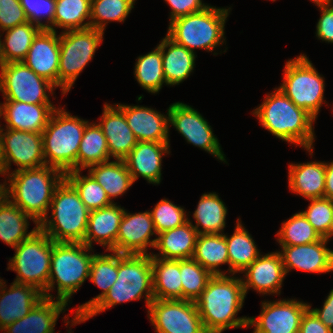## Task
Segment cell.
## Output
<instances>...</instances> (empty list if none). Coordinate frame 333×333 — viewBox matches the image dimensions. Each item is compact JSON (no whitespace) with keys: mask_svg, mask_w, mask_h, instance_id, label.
Wrapping results in <instances>:
<instances>
[{"mask_svg":"<svg viewBox=\"0 0 333 333\" xmlns=\"http://www.w3.org/2000/svg\"><path fill=\"white\" fill-rule=\"evenodd\" d=\"M246 295L241 278L213 275L195 305L207 333L249 327V317L235 318Z\"/></svg>","mask_w":333,"mask_h":333,"instance_id":"obj_1","label":"cell"},{"mask_svg":"<svg viewBox=\"0 0 333 333\" xmlns=\"http://www.w3.org/2000/svg\"><path fill=\"white\" fill-rule=\"evenodd\" d=\"M145 294L147 308L154 300L150 254L118 253V277L110 290L85 316H75L72 324H80L100 312L123 302L139 300Z\"/></svg>","mask_w":333,"mask_h":333,"instance_id":"obj_2","label":"cell"},{"mask_svg":"<svg viewBox=\"0 0 333 333\" xmlns=\"http://www.w3.org/2000/svg\"><path fill=\"white\" fill-rule=\"evenodd\" d=\"M267 94L264 102L253 114L261 125L283 141L300 145L312 155L313 121L315 119L304 109L297 107L279 88Z\"/></svg>","mask_w":333,"mask_h":333,"instance_id":"obj_3","label":"cell"},{"mask_svg":"<svg viewBox=\"0 0 333 333\" xmlns=\"http://www.w3.org/2000/svg\"><path fill=\"white\" fill-rule=\"evenodd\" d=\"M6 196L38 225L48 218V211L57 186L65 178L60 170L43 166L8 174Z\"/></svg>","mask_w":333,"mask_h":333,"instance_id":"obj_4","label":"cell"},{"mask_svg":"<svg viewBox=\"0 0 333 333\" xmlns=\"http://www.w3.org/2000/svg\"><path fill=\"white\" fill-rule=\"evenodd\" d=\"M50 207L51 220L43 219L38 228L54 242L83 243L90 210L66 178L55 189Z\"/></svg>","mask_w":333,"mask_h":333,"instance_id":"obj_5","label":"cell"},{"mask_svg":"<svg viewBox=\"0 0 333 333\" xmlns=\"http://www.w3.org/2000/svg\"><path fill=\"white\" fill-rule=\"evenodd\" d=\"M88 123L56 108L42 132L45 164L64 174L77 170V153Z\"/></svg>","mask_w":333,"mask_h":333,"instance_id":"obj_6","label":"cell"},{"mask_svg":"<svg viewBox=\"0 0 333 333\" xmlns=\"http://www.w3.org/2000/svg\"><path fill=\"white\" fill-rule=\"evenodd\" d=\"M84 243L54 242L51 253L50 276L45 298L53 299L50 292L57 283V300L68 304L71 295L76 293L89 278L91 262L95 254Z\"/></svg>","mask_w":333,"mask_h":333,"instance_id":"obj_7","label":"cell"},{"mask_svg":"<svg viewBox=\"0 0 333 333\" xmlns=\"http://www.w3.org/2000/svg\"><path fill=\"white\" fill-rule=\"evenodd\" d=\"M229 9L207 6L204 10L174 19L167 36L194 52L196 48L213 51L223 44L224 26Z\"/></svg>","mask_w":333,"mask_h":333,"instance_id":"obj_8","label":"cell"},{"mask_svg":"<svg viewBox=\"0 0 333 333\" xmlns=\"http://www.w3.org/2000/svg\"><path fill=\"white\" fill-rule=\"evenodd\" d=\"M53 240L39 228L17 247L10 259L8 270L17 273L14 282L31 285L43 293L47 288Z\"/></svg>","mask_w":333,"mask_h":333,"instance_id":"obj_9","label":"cell"},{"mask_svg":"<svg viewBox=\"0 0 333 333\" xmlns=\"http://www.w3.org/2000/svg\"><path fill=\"white\" fill-rule=\"evenodd\" d=\"M279 89L299 108L317 118L324 97L325 83L306 55L286 62Z\"/></svg>","mask_w":333,"mask_h":333,"instance_id":"obj_10","label":"cell"},{"mask_svg":"<svg viewBox=\"0 0 333 333\" xmlns=\"http://www.w3.org/2000/svg\"><path fill=\"white\" fill-rule=\"evenodd\" d=\"M104 32L94 28L68 30L59 35L60 62L58 87L62 94L70 91L78 75L93 58L103 41Z\"/></svg>","mask_w":333,"mask_h":333,"instance_id":"obj_11","label":"cell"},{"mask_svg":"<svg viewBox=\"0 0 333 333\" xmlns=\"http://www.w3.org/2000/svg\"><path fill=\"white\" fill-rule=\"evenodd\" d=\"M0 71V91L5 100L52 104L47 91L52 94L56 87L23 62L5 63Z\"/></svg>","mask_w":333,"mask_h":333,"instance_id":"obj_12","label":"cell"},{"mask_svg":"<svg viewBox=\"0 0 333 333\" xmlns=\"http://www.w3.org/2000/svg\"><path fill=\"white\" fill-rule=\"evenodd\" d=\"M148 318L157 333H207L194 301L154 299Z\"/></svg>","mask_w":333,"mask_h":333,"instance_id":"obj_13","label":"cell"},{"mask_svg":"<svg viewBox=\"0 0 333 333\" xmlns=\"http://www.w3.org/2000/svg\"><path fill=\"white\" fill-rule=\"evenodd\" d=\"M168 112L169 124L174 126L188 143L226 162L211 126L198 111L187 104L176 102L170 105Z\"/></svg>","mask_w":333,"mask_h":333,"instance_id":"obj_14","label":"cell"},{"mask_svg":"<svg viewBox=\"0 0 333 333\" xmlns=\"http://www.w3.org/2000/svg\"><path fill=\"white\" fill-rule=\"evenodd\" d=\"M1 128L5 175L9 173L11 162L18 168L34 169L45 166L42 133Z\"/></svg>","mask_w":333,"mask_h":333,"instance_id":"obj_15","label":"cell"},{"mask_svg":"<svg viewBox=\"0 0 333 333\" xmlns=\"http://www.w3.org/2000/svg\"><path fill=\"white\" fill-rule=\"evenodd\" d=\"M309 304L295 299L262 302V312L257 318L249 317L248 326L253 333H299L303 314Z\"/></svg>","mask_w":333,"mask_h":333,"instance_id":"obj_16","label":"cell"},{"mask_svg":"<svg viewBox=\"0 0 333 333\" xmlns=\"http://www.w3.org/2000/svg\"><path fill=\"white\" fill-rule=\"evenodd\" d=\"M152 235L157 236L150 211L130 214L124 211L118 229L115 246L110 252L120 254H147V247H153L157 238L150 240Z\"/></svg>","mask_w":333,"mask_h":333,"instance_id":"obj_17","label":"cell"},{"mask_svg":"<svg viewBox=\"0 0 333 333\" xmlns=\"http://www.w3.org/2000/svg\"><path fill=\"white\" fill-rule=\"evenodd\" d=\"M328 240L321 238L314 243L281 246L279 252L285 273L291 269L310 273H328L333 271V250L326 247Z\"/></svg>","mask_w":333,"mask_h":333,"instance_id":"obj_18","label":"cell"},{"mask_svg":"<svg viewBox=\"0 0 333 333\" xmlns=\"http://www.w3.org/2000/svg\"><path fill=\"white\" fill-rule=\"evenodd\" d=\"M56 31L42 29L22 61L26 66L58 87V70L60 62L59 35Z\"/></svg>","mask_w":333,"mask_h":333,"instance_id":"obj_19","label":"cell"},{"mask_svg":"<svg viewBox=\"0 0 333 333\" xmlns=\"http://www.w3.org/2000/svg\"><path fill=\"white\" fill-rule=\"evenodd\" d=\"M123 113L137 141L169 143V112L166 116L144 106L115 104ZM168 116V117H167Z\"/></svg>","mask_w":333,"mask_h":333,"instance_id":"obj_20","label":"cell"},{"mask_svg":"<svg viewBox=\"0 0 333 333\" xmlns=\"http://www.w3.org/2000/svg\"><path fill=\"white\" fill-rule=\"evenodd\" d=\"M242 272L246 276L242 279L245 295L250 288L264 295L279 294L286 276L279 251L260 255Z\"/></svg>","mask_w":333,"mask_h":333,"instance_id":"obj_21","label":"cell"},{"mask_svg":"<svg viewBox=\"0 0 333 333\" xmlns=\"http://www.w3.org/2000/svg\"><path fill=\"white\" fill-rule=\"evenodd\" d=\"M53 104H29L6 100L0 104V117L6 121V129L42 133L46 128Z\"/></svg>","mask_w":333,"mask_h":333,"instance_id":"obj_22","label":"cell"},{"mask_svg":"<svg viewBox=\"0 0 333 333\" xmlns=\"http://www.w3.org/2000/svg\"><path fill=\"white\" fill-rule=\"evenodd\" d=\"M170 153L169 143L138 141L131 152L123 159L133 182L142 176L149 183L160 184L161 161L164 154Z\"/></svg>","mask_w":333,"mask_h":333,"instance_id":"obj_23","label":"cell"},{"mask_svg":"<svg viewBox=\"0 0 333 333\" xmlns=\"http://www.w3.org/2000/svg\"><path fill=\"white\" fill-rule=\"evenodd\" d=\"M0 283V331L11 323L25 317L44 298L36 287L13 282L8 290Z\"/></svg>","mask_w":333,"mask_h":333,"instance_id":"obj_24","label":"cell"},{"mask_svg":"<svg viewBox=\"0 0 333 333\" xmlns=\"http://www.w3.org/2000/svg\"><path fill=\"white\" fill-rule=\"evenodd\" d=\"M103 110L98 125L106 137L110 157L123 160L138 141L128 126L124 113L117 106L105 103Z\"/></svg>","mask_w":333,"mask_h":333,"instance_id":"obj_25","label":"cell"},{"mask_svg":"<svg viewBox=\"0 0 333 333\" xmlns=\"http://www.w3.org/2000/svg\"><path fill=\"white\" fill-rule=\"evenodd\" d=\"M124 211L125 209L117 206L116 203L90 211L83 243L93 248L92 242L95 241L107 247L106 251H110L116 244Z\"/></svg>","mask_w":333,"mask_h":333,"instance_id":"obj_26","label":"cell"},{"mask_svg":"<svg viewBox=\"0 0 333 333\" xmlns=\"http://www.w3.org/2000/svg\"><path fill=\"white\" fill-rule=\"evenodd\" d=\"M67 303L43 298L23 318L11 323L3 330L6 333H54L59 315L65 311Z\"/></svg>","mask_w":333,"mask_h":333,"instance_id":"obj_27","label":"cell"},{"mask_svg":"<svg viewBox=\"0 0 333 333\" xmlns=\"http://www.w3.org/2000/svg\"><path fill=\"white\" fill-rule=\"evenodd\" d=\"M155 249L162 259L181 260L193 257L198 233L190 220L181 226L157 234Z\"/></svg>","mask_w":333,"mask_h":333,"instance_id":"obj_28","label":"cell"},{"mask_svg":"<svg viewBox=\"0 0 333 333\" xmlns=\"http://www.w3.org/2000/svg\"><path fill=\"white\" fill-rule=\"evenodd\" d=\"M288 181L290 190L307 200L322 198L325 192V163L290 164Z\"/></svg>","mask_w":333,"mask_h":333,"instance_id":"obj_29","label":"cell"},{"mask_svg":"<svg viewBox=\"0 0 333 333\" xmlns=\"http://www.w3.org/2000/svg\"><path fill=\"white\" fill-rule=\"evenodd\" d=\"M158 47L161 49L162 65L167 85H178L187 79L195 66V52L177 44L167 35Z\"/></svg>","mask_w":333,"mask_h":333,"instance_id":"obj_30","label":"cell"},{"mask_svg":"<svg viewBox=\"0 0 333 333\" xmlns=\"http://www.w3.org/2000/svg\"><path fill=\"white\" fill-rule=\"evenodd\" d=\"M154 299H182L180 260H167L151 254Z\"/></svg>","mask_w":333,"mask_h":333,"instance_id":"obj_31","label":"cell"},{"mask_svg":"<svg viewBox=\"0 0 333 333\" xmlns=\"http://www.w3.org/2000/svg\"><path fill=\"white\" fill-rule=\"evenodd\" d=\"M118 277V253L95 254L90 268L89 279L103 290L101 294L76 307L75 316H85L105 296Z\"/></svg>","mask_w":333,"mask_h":333,"instance_id":"obj_32","label":"cell"},{"mask_svg":"<svg viewBox=\"0 0 333 333\" xmlns=\"http://www.w3.org/2000/svg\"><path fill=\"white\" fill-rule=\"evenodd\" d=\"M28 219L36 224V227L29 233H27ZM37 229L38 224L6 196L0 203V240L15 248Z\"/></svg>","mask_w":333,"mask_h":333,"instance_id":"obj_33","label":"cell"},{"mask_svg":"<svg viewBox=\"0 0 333 333\" xmlns=\"http://www.w3.org/2000/svg\"><path fill=\"white\" fill-rule=\"evenodd\" d=\"M89 174L102 186L111 202L123 195L134 183L124 160L102 162L92 165Z\"/></svg>","mask_w":333,"mask_h":333,"instance_id":"obj_34","label":"cell"},{"mask_svg":"<svg viewBox=\"0 0 333 333\" xmlns=\"http://www.w3.org/2000/svg\"><path fill=\"white\" fill-rule=\"evenodd\" d=\"M212 275H225L219 265L228 264V249L223 234H199L192 257Z\"/></svg>","mask_w":333,"mask_h":333,"instance_id":"obj_35","label":"cell"},{"mask_svg":"<svg viewBox=\"0 0 333 333\" xmlns=\"http://www.w3.org/2000/svg\"><path fill=\"white\" fill-rule=\"evenodd\" d=\"M237 219L235 231L231 237L225 236L229 257V274L244 271L261 254L249 232Z\"/></svg>","mask_w":333,"mask_h":333,"instance_id":"obj_36","label":"cell"},{"mask_svg":"<svg viewBox=\"0 0 333 333\" xmlns=\"http://www.w3.org/2000/svg\"><path fill=\"white\" fill-rule=\"evenodd\" d=\"M226 215L227 207L219 196L216 193H204L193 213L196 225L192 226L198 234H222Z\"/></svg>","mask_w":333,"mask_h":333,"instance_id":"obj_37","label":"cell"},{"mask_svg":"<svg viewBox=\"0 0 333 333\" xmlns=\"http://www.w3.org/2000/svg\"><path fill=\"white\" fill-rule=\"evenodd\" d=\"M110 158L107 140L96 123L85 126L83 137L77 153V170L108 161Z\"/></svg>","mask_w":333,"mask_h":333,"instance_id":"obj_38","label":"cell"},{"mask_svg":"<svg viewBox=\"0 0 333 333\" xmlns=\"http://www.w3.org/2000/svg\"><path fill=\"white\" fill-rule=\"evenodd\" d=\"M41 30L42 28L29 21L5 30V40L1 42L4 63L22 62Z\"/></svg>","mask_w":333,"mask_h":333,"instance_id":"obj_39","label":"cell"},{"mask_svg":"<svg viewBox=\"0 0 333 333\" xmlns=\"http://www.w3.org/2000/svg\"><path fill=\"white\" fill-rule=\"evenodd\" d=\"M55 15L53 18V31L55 27L64 31L85 29L90 27L91 0H55Z\"/></svg>","mask_w":333,"mask_h":333,"instance_id":"obj_40","label":"cell"},{"mask_svg":"<svg viewBox=\"0 0 333 333\" xmlns=\"http://www.w3.org/2000/svg\"><path fill=\"white\" fill-rule=\"evenodd\" d=\"M134 75L137 82L145 90L158 93L165 80L161 49L157 46L154 51L139 56L135 64Z\"/></svg>","mask_w":333,"mask_h":333,"instance_id":"obj_41","label":"cell"},{"mask_svg":"<svg viewBox=\"0 0 333 333\" xmlns=\"http://www.w3.org/2000/svg\"><path fill=\"white\" fill-rule=\"evenodd\" d=\"M134 3L135 0H91L90 27L104 32L109 21L124 22Z\"/></svg>","mask_w":333,"mask_h":333,"instance_id":"obj_42","label":"cell"},{"mask_svg":"<svg viewBox=\"0 0 333 333\" xmlns=\"http://www.w3.org/2000/svg\"><path fill=\"white\" fill-rule=\"evenodd\" d=\"M65 178L74 186L81 201L90 211L113 204L106 191L90 174L82 176L80 170H73L66 173Z\"/></svg>","mask_w":333,"mask_h":333,"instance_id":"obj_43","label":"cell"},{"mask_svg":"<svg viewBox=\"0 0 333 333\" xmlns=\"http://www.w3.org/2000/svg\"><path fill=\"white\" fill-rule=\"evenodd\" d=\"M281 246H296L319 241L322 237L312 227L302 212L294 214L282 223L280 231L276 234Z\"/></svg>","mask_w":333,"mask_h":333,"instance_id":"obj_44","label":"cell"},{"mask_svg":"<svg viewBox=\"0 0 333 333\" xmlns=\"http://www.w3.org/2000/svg\"><path fill=\"white\" fill-rule=\"evenodd\" d=\"M182 299L196 301L213 276L193 258L180 260Z\"/></svg>","mask_w":333,"mask_h":333,"instance_id":"obj_45","label":"cell"},{"mask_svg":"<svg viewBox=\"0 0 333 333\" xmlns=\"http://www.w3.org/2000/svg\"><path fill=\"white\" fill-rule=\"evenodd\" d=\"M150 214L157 234L181 226L189 220L184 208L167 199L160 200Z\"/></svg>","mask_w":333,"mask_h":333,"instance_id":"obj_46","label":"cell"},{"mask_svg":"<svg viewBox=\"0 0 333 333\" xmlns=\"http://www.w3.org/2000/svg\"><path fill=\"white\" fill-rule=\"evenodd\" d=\"M309 201L311 204L302 213L320 236L326 238L333 222V200L322 197Z\"/></svg>","mask_w":333,"mask_h":333,"instance_id":"obj_47","label":"cell"},{"mask_svg":"<svg viewBox=\"0 0 333 333\" xmlns=\"http://www.w3.org/2000/svg\"><path fill=\"white\" fill-rule=\"evenodd\" d=\"M25 15L29 22L38 25L42 29L53 31V18L55 15V0H20ZM47 23H41L42 19ZM41 20V21H40Z\"/></svg>","mask_w":333,"mask_h":333,"instance_id":"obj_48","label":"cell"},{"mask_svg":"<svg viewBox=\"0 0 333 333\" xmlns=\"http://www.w3.org/2000/svg\"><path fill=\"white\" fill-rule=\"evenodd\" d=\"M28 22L20 0H0V29H7Z\"/></svg>","mask_w":333,"mask_h":333,"instance_id":"obj_49","label":"cell"},{"mask_svg":"<svg viewBox=\"0 0 333 333\" xmlns=\"http://www.w3.org/2000/svg\"><path fill=\"white\" fill-rule=\"evenodd\" d=\"M171 7L170 22L174 19L197 13L204 10L207 6L202 0H165Z\"/></svg>","mask_w":333,"mask_h":333,"instance_id":"obj_50","label":"cell"},{"mask_svg":"<svg viewBox=\"0 0 333 333\" xmlns=\"http://www.w3.org/2000/svg\"><path fill=\"white\" fill-rule=\"evenodd\" d=\"M320 9L322 14L316 26V36L322 41L333 43V5Z\"/></svg>","mask_w":333,"mask_h":333,"instance_id":"obj_51","label":"cell"},{"mask_svg":"<svg viewBox=\"0 0 333 333\" xmlns=\"http://www.w3.org/2000/svg\"><path fill=\"white\" fill-rule=\"evenodd\" d=\"M310 308L311 305L302 316L299 333H333L331 329L319 320Z\"/></svg>","mask_w":333,"mask_h":333,"instance_id":"obj_52","label":"cell"},{"mask_svg":"<svg viewBox=\"0 0 333 333\" xmlns=\"http://www.w3.org/2000/svg\"><path fill=\"white\" fill-rule=\"evenodd\" d=\"M319 320L333 331V289L330 291L322 309H311Z\"/></svg>","mask_w":333,"mask_h":333,"instance_id":"obj_53","label":"cell"},{"mask_svg":"<svg viewBox=\"0 0 333 333\" xmlns=\"http://www.w3.org/2000/svg\"><path fill=\"white\" fill-rule=\"evenodd\" d=\"M324 197L333 200V161L325 163V192Z\"/></svg>","mask_w":333,"mask_h":333,"instance_id":"obj_54","label":"cell"},{"mask_svg":"<svg viewBox=\"0 0 333 333\" xmlns=\"http://www.w3.org/2000/svg\"><path fill=\"white\" fill-rule=\"evenodd\" d=\"M0 174L5 175L3 145H2V137H1V126H0Z\"/></svg>","mask_w":333,"mask_h":333,"instance_id":"obj_55","label":"cell"},{"mask_svg":"<svg viewBox=\"0 0 333 333\" xmlns=\"http://www.w3.org/2000/svg\"><path fill=\"white\" fill-rule=\"evenodd\" d=\"M314 2L319 8L321 7H327L331 6L333 3V0H311Z\"/></svg>","mask_w":333,"mask_h":333,"instance_id":"obj_56","label":"cell"},{"mask_svg":"<svg viewBox=\"0 0 333 333\" xmlns=\"http://www.w3.org/2000/svg\"><path fill=\"white\" fill-rule=\"evenodd\" d=\"M6 181L4 184H0V203L6 198Z\"/></svg>","mask_w":333,"mask_h":333,"instance_id":"obj_57","label":"cell"},{"mask_svg":"<svg viewBox=\"0 0 333 333\" xmlns=\"http://www.w3.org/2000/svg\"><path fill=\"white\" fill-rule=\"evenodd\" d=\"M1 37V36H0ZM1 38H0V70L1 68L3 67V65L5 64L4 63V60H3V57H2V52H1Z\"/></svg>","mask_w":333,"mask_h":333,"instance_id":"obj_58","label":"cell"},{"mask_svg":"<svg viewBox=\"0 0 333 333\" xmlns=\"http://www.w3.org/2000/svg\"><path fill=\"white\" fill-rule=\"evenodd\" d=\"M332 236H333V222H332L331 229L329 231V235L326 237V239L329 241V238H331Z\"/></svg>","mask_w":333,"mask_h":333,"instance_id":"obj_59","label":"cell"}]
</instances>
